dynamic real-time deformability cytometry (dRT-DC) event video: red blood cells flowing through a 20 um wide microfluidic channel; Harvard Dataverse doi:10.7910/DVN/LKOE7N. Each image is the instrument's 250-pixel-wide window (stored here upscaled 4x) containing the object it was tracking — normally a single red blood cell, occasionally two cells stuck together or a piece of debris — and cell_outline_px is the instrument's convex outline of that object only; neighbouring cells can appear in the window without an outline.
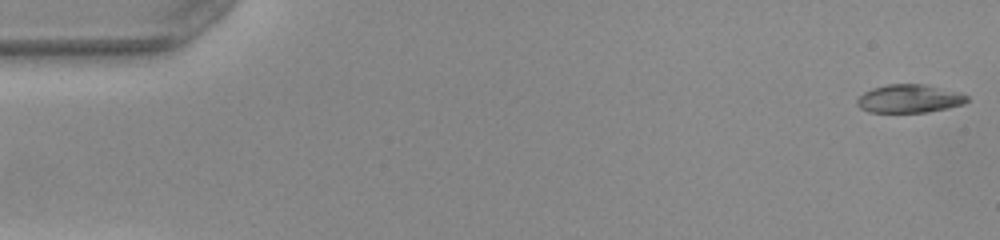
{"species": "common noctule bat (a hibernating species)", "species_latin": "Nyctalus noctula", "temperature_condition": "warm", "stored_images_in_passage": 51, "camera_frame_rate_fps": 3000, "um_per_image_px": 0.085, "animal": {"sex": "female", "body_mass_g": 22.0, "forearm_length_mm": 56.7}, "frame": {"image": 1, "passage_image": 1, "time_ms": 0.0, "image_size_px": [1000, 240], "cell_outline_px": [[968, 100], [964, 104], [948, 108], [928, 112], [868, 112], [860, 108], [856, 104], [856, 100], [864, 92], [872, 88], [888, 84], [924, 84], [960, 92], [968, 96]], "centroid_in_image_um": [77.3, 8.39], "position_along_channel_um": 7.7, "area_um2": 18.21}}
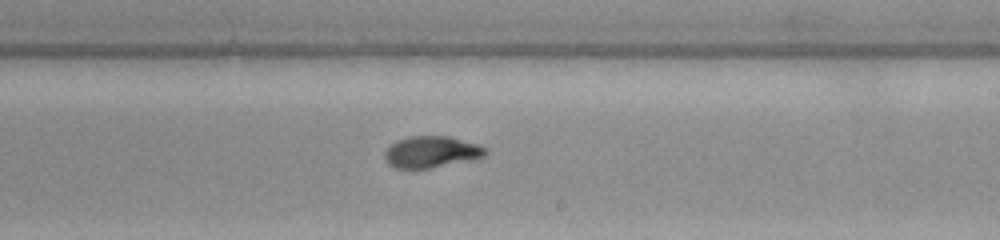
{"frame": {"image": 2, "passage_image": 30, "time_ms": 9.667, "image_size_px": [1000, 240], "cell_outline_px": [[488, 152], [484, 156], [428, 168], [396, 168], [388, 164], [384, 156], [384, 152], [396, 140], [412, 136], [448, 136], [476, 144], [484, 148]], "centroid_in_image_um": [36.6, 12.9], "position_along_channel_um": 252.4, "area_um2": 17.98}}
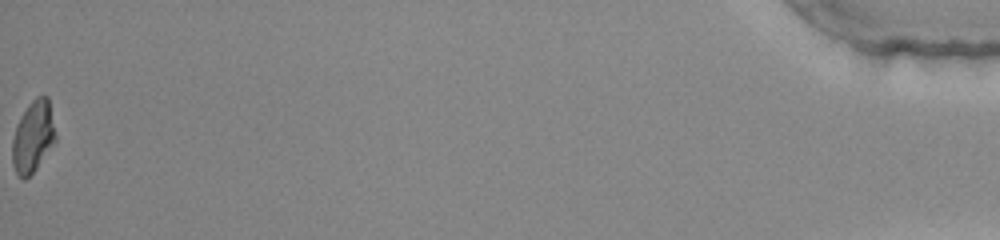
{"frame": {"image": 3, "passage_image": 51, "time_ms": 16.667, "image_size_px": [1000, 240], "cell_outline_px": [[56, 140], [36, 168], [24, 180], [16, 172], [12, 164], [12, 140], [16, 124], [20, 116], [28, 104], [36, 96], [48, 96], [56, 136]], "centroid_in_image_um": [2.79, 11.59], "position_along_channel_um": 432.4, "area_um2": 17.92}, "authors_computed_cell_mechanics": {"area_um2": 18.3226, "velocity_mm_per_s": 4.0446, "shape_relaxation_time_tau1_ms": 7.5733, "shape_relaxation_time_tau2_ms": 1.0621, "deformation_change_tau1": 0.3019, "deformation_change_tau2": 0.0554}}